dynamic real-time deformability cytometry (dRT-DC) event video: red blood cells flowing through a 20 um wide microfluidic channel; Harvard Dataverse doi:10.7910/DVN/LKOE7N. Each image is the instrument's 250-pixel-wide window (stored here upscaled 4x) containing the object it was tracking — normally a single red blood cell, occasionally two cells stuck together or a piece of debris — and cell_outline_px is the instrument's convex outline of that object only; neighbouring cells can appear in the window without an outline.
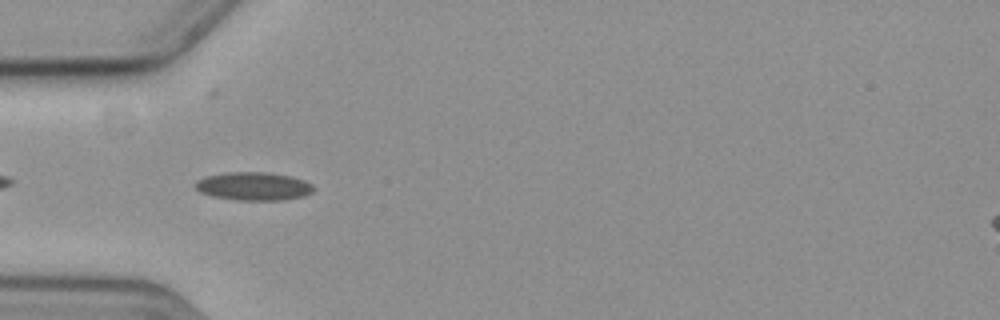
{"species": "common noctule bat (a hibernating species)", "species_latin": "Nyctalus noctula", "temperature_condition": "cold", "stored_images_in_passage": 42, "camera_frame_rate_fps": 3000, "um_per_image_px": 0.085, "animal": {"sex": "female", "body_mass_g": 19.3, "forearm_length_mm": 54.1}, "frame": {"image": 1, "passage_image": 3, "time_ms": 0.667, "image_size_px": [1000, 320], "cell_outline_px": [[316, 188], [312, 192], [304, 196], [284, 200], [236, 200], [212, 196], [200, 192], [196, 188], [196, 180], [208, 176], [232, 172], [264, 172], [288, 176], [304, 180], [312, 184]], "centroid_in_image_um": [21.59, 15.84], "position_along_channel_um": 63.4, "area_um2": 19.31}}
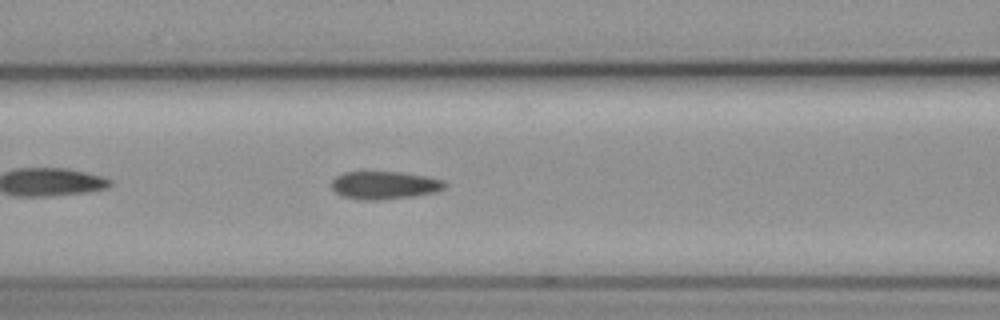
{"frame": {"image": 2, "passage_image": 9, "time_ms": 2.667, "image_size_px": [1000, 320], "cell_outline_px": [[448, 184], [444, 188], [436, 192], [412, 196], [380, 200], [356, 200], [344, 196], [336, 192], [332, 188], [332, 180], [336, 176], [344, 172], [400, 172], [424, 176], [444, 180]], "centroid_in_image_um": [32.68, 15.75], "position_along_channel_um": 133.9, "area_um2": 18.38}}
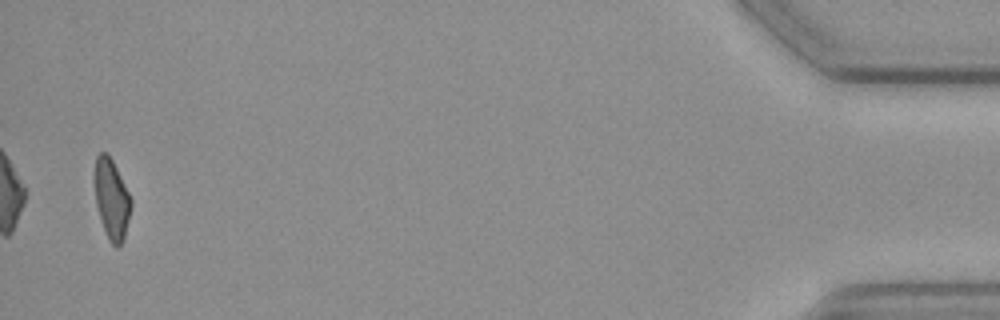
{"frame": {"image": 3, "passage_image": 41, "time_ms": 13.333, "image_size_px": [1000, 320], "cell_outline_px": [[132, 208], [124, 240], [116, 248], [108, 240], [96, 204], [96, 156], [100, 152], [104, 152], [112, 160], [132, 200]], "centroid_in_image_um": [9.53, 16.99], "position_along_channel_um": 425.7, "area_um2": 16.53}, "authors_computed_cell_mechanics": {"area_um2": 17.9469, "velocity_mm_per_s": 3.607, "shape_relaxation_time_tau1_ms": null, "shape_relaxation_time_tau2_ms": 3.0469, "deformation_change_tau1": null, "deformation_change_tau2": 0.106}}